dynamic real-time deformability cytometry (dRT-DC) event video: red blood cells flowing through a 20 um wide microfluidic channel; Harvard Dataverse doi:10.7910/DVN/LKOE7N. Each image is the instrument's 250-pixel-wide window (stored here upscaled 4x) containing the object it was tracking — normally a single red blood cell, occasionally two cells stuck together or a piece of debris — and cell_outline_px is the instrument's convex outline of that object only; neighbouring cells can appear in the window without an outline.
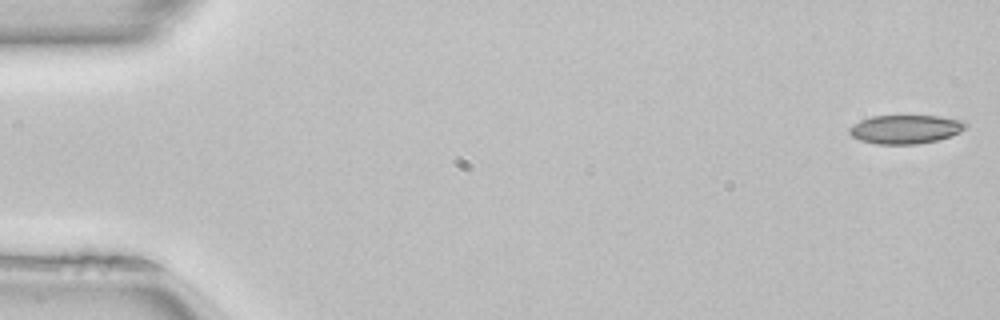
{"species": "common noctule bat (a hibernating species)", "species_latin": "Nyctalus noctula", "temperature_condition": "room temperature", "stored_images_in_passage": 50, "camera_frame_rate_fps": 3000, "um_per_image_px": 0.085, "animal": {"sex": "female", "body_mass_g": 22.7, "forearm_length_mm": 54.2}, "frame": {"image": 1, "passage_image": 1, "time_ms": 0.0, "image_size_px": [1000, 320], "cell_outline_px": [[968, 124], [960, 132], [952, 136], [936, 140], [916, 144], [876, 144], [860, 140], [852, 136], [848, 132], [848, 128], [852, 124], [860, 120], [872, 116], [940, 116], [960, 120]], "centroid_in_image_um": [76.93, 10.98], "position_along_channel_um": 8.1, "area_um2": 19.48}}
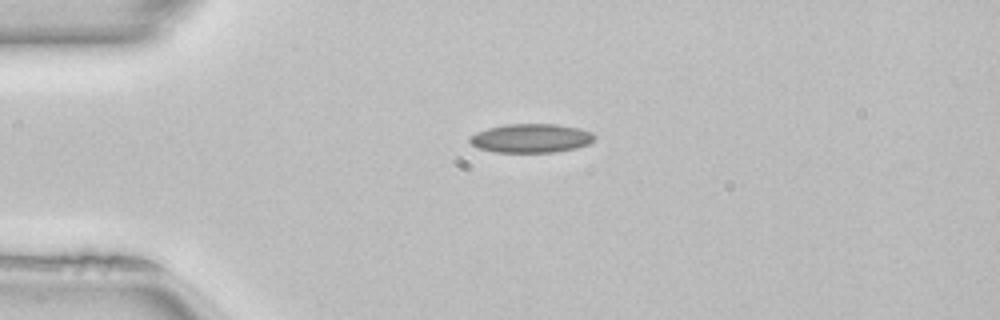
{"frame": {"image": 2, "passage_image": 12, "time_ms": 3.667, "image_size_px": [1000, 320], "cell_outline_px": [[596, 136], [588, 144], [576, 148], [556, 152], [496, 152], [476, 148], [468, 140], [468, 136], [476, 132], [488, 128], [508, 124], [556, 124], [580, 128], [592, 132]], "centroid_in_image_um": [45.12, 11.75], "position_along_channel_um": 39.9, "area_um2": 21.1}}
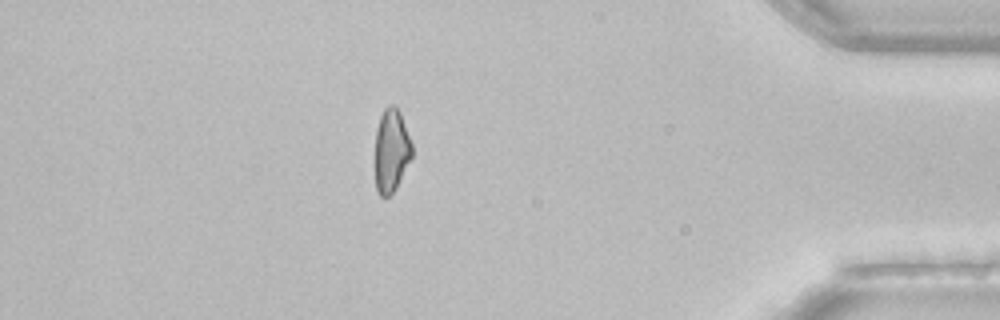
{"frame": {"image": 3, "passage_image": 44, "time_ms": 14.333, "image_size_px": [1000, 320], "cell_outline_px": [[412, 156], [396, 188], [388, 196], [380, 196], [376, 188], [372, 164], [372, 160], [376, 128], [380, 116], [384, 108], [388, 104], [396, 104], [400, 112], [412, 144]], "centroid_in_image_um": [33.19, 12.78], "position_along_channel_um": 402.0, "area_um2": 18.73}, "authors_computed_cell_mechanics": {"area_um2": 19.5364, "velocity_mm_per_s": 4.0643, "shape_relaxation_time_tau1_ms": null, "shape_relaxation_time_tau2_ms": 4.4558, "deformation_change_tau1": null, "deformation_change_tau2": 0.1047}}